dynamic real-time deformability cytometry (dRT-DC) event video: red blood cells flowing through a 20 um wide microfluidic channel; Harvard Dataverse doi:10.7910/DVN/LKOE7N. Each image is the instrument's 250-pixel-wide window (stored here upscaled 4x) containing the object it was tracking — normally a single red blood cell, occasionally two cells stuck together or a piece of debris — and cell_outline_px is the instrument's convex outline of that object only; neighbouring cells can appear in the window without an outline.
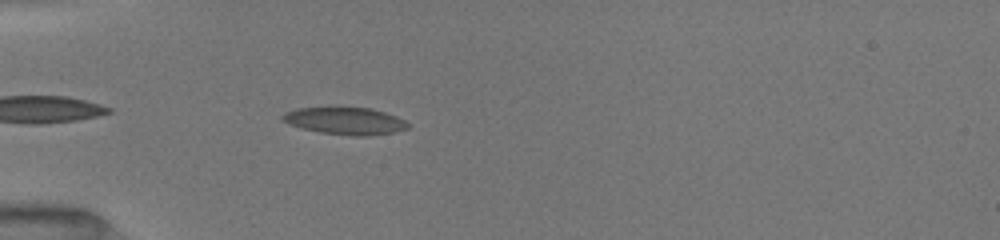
{"species": "common noctule bat (a hibernating species)", "species_latin": "Nyctalus noctula", "temperature_condition": "room temperature", "stored_images_in_passage": 7, "camera_frame_rate_fps": 3000, "um_per_image_px": 0.085, "animal": {"sex": "female", "body_mass_g": 19.5, "forearm_length_mm": 54.1}, "frame": {"image": 1, "passage_image": 5, "time_ms": 2.667, "image_size_px": [1000, 240], "cell_outline_px": [[408, 128], [392, 132], [368, 136], [352, 136], [320, 132], [300, 128], [288, 124], [280, 116], [284, 112], [300, 108], [372, 108], [396, 116], [404, 120], [408, 124]], "centroid_in_image_um": [29.32, 10.28], "position_along_channel_um": 55.7, "area_um2": 19.65}}
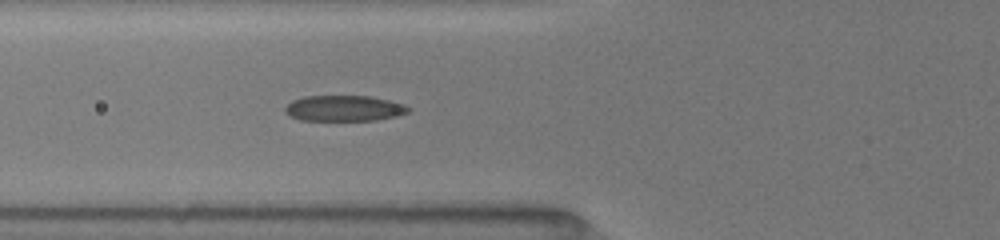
{"frame": {"image": 2, "passage_image": 7, "time_ms": 4.0, "image_size_px": [1000, 240], "cell_outline_px": [[412, 108], [408, 112], [396, 116], [376, 120], [300, 120], [284, 112], [284, 108], [292, 100], [304, 96], [368, 96], [388, 100], [404, 104]], "centroid_in_image_um": [29.25, 9.2], "position_along_channel_um": 96.6, "area_um2": 18.44}}